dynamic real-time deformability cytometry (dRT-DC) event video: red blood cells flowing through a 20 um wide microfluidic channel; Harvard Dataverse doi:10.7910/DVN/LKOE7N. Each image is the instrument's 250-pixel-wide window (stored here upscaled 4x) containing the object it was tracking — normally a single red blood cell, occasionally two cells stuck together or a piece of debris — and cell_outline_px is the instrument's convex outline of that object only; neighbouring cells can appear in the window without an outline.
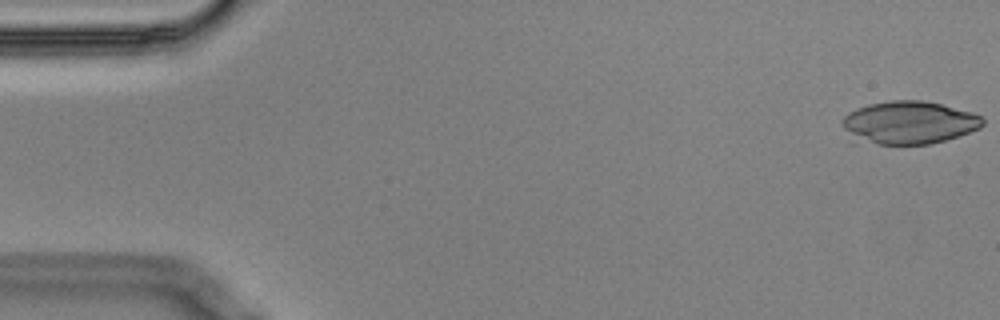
{"species": "Egyptian fruit bat (a non-hibernating species)", "species_latin": "Rousettus aegyptiacus", "temperature_condition": "cold", "stored_images_in_passage": 37, "camera_frame_rate_fps": 3000, "um_per_image_px": 0.085, "animal": {"sex": "male"}, "frame": {"image": 1, "passage_image": 1, "time_ms": 0.0, "image_size_px": [1000, 320], "cell_outline_px": [[984, 124], [980, 128], [944, 140], [928, 144], [876, 144], [844, 128], [840, 120], [848, 112], [856, 108], [868, 104], [892, 100], [920, 100], [940, 104], [972, 112], [980, 116], [984, 120]], "centroid_in_image_um": [77.32, 10.38], "position_along_channel_um": 7.7, "area_um2": 34.16}}